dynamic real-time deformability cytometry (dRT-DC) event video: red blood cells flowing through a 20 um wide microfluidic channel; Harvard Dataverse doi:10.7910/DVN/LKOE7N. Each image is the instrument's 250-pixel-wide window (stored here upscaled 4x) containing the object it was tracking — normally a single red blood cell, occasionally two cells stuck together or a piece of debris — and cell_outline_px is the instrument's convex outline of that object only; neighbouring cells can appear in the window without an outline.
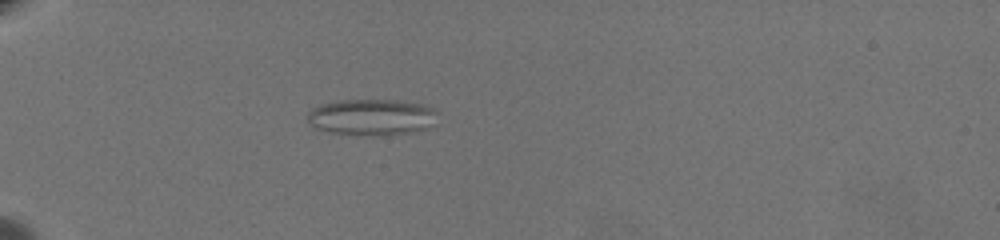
{"species": "common noctule bat (a hibernating species)", "species_latin": "Nyctalus noctula", "temperature_condition": "warm", "stored_images_in_passage": 52, "camera_frame_rate_fps": 3000, "um_per_image_px": 0.085, "animal": {"sex": "female", "body_mass_g": 19.5, "forearm_length_mm": 54.1}, "frame": {"image": 1, "passage_image": 9, "time_ms": 2.667, "image_size_px": [1000, 240], "cell_outline_px": [[440, 112], [428, 128], [412, 132], [376, 136], [372, 136], [328, 132], [316, 128], [308, 120], [308, 112], [312, 108], [320, 104], [340, 100], [396, 100], [424, 104]], "centroid_in_image_um": [31.61, 9.95], "position_along_channel_um": 53.4, "area_um2": 27.63}}
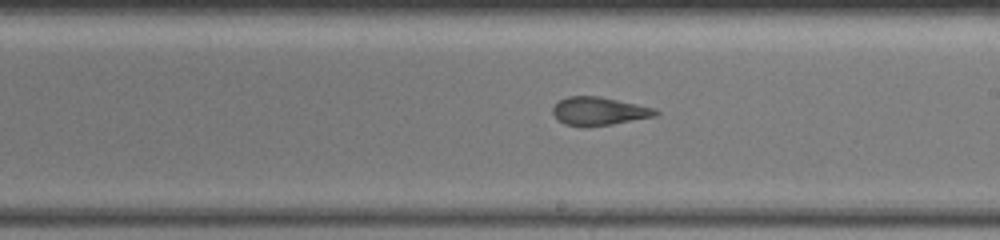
{"frame": {"image": 2, "passage_image": 28, "time_ms": 9.0, "image_size_px": [1000, 240], "cell_outline_px": [[660, 112], [656, 116], [612, 124], [584, 128], [580, 128], [564, 124], [556, 120], [552, 112], [552, 108], [560, 100], [568, 96], [600, 96], [656, 108]], "centroid_in_image_um": [50.89, 9.47], "position_along_channel_um": 238.1, "area_um2": 17.28}}
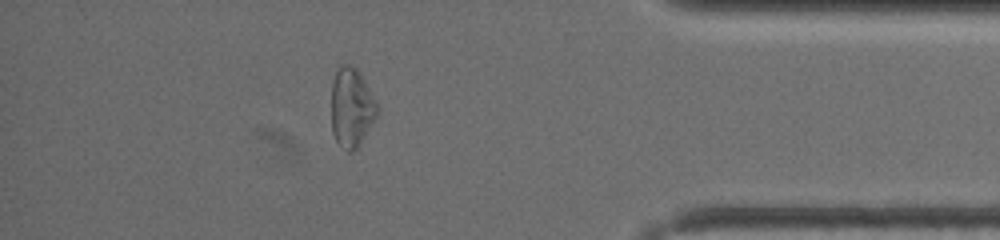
{"frame": {"image": 3, "passage_image": 45, "time_ms": 14.667, "image_size_px": [1000, 240], "cell_outline_px": [[380, 108], [376, 116], [356, 148], [352, 152], [348, 152], [336, 140], [332, 132], [332, 80], [340, 64], [348, 64], [356, 68], [360, 72], [376, 100]], "centroid_in_image_um": [29.88, 9.09], "position_along_channel_um": 405.3, "area_um2": 20.98}, "authors_computed_cell_mechanics": {"area_um2": 20.519, "velocity_mm_per_s": 3.3913, "shape_relaxation_time_tau1_ms": null, "shape_relaxation_time_tau2_ms": 1.6631, "deformation_change_tau1": null, "deformation_change_tau2": 0.0902}}